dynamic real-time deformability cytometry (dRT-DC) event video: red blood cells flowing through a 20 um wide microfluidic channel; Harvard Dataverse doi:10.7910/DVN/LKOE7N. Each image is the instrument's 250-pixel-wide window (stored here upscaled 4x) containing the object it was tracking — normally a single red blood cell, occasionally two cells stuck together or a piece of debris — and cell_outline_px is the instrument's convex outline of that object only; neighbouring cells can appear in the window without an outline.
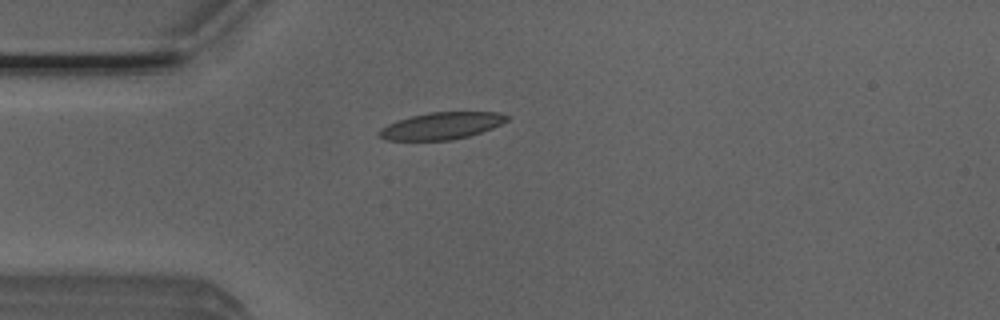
{"species": "Egyptian fruit bat (a non-hibernating species)", "species_latin": "Rousettus aegyptiacus", "temperature_condition": "room temperature", "stored_images_in_passage": 2, "camera_frame_rate_fps": 3000, "um_per_image_px": 0.085, "animal": {"sex": "male"}, "frame": {"image": 1, "passage_image": 1, "time_ms": 0.0, "image_size_px": [1000, 320], "cell_outline_px": [[508, 120], [492, 128], [468, 136], [452, 140], [388, 140], [380, 136], [376, 132], [380, 128], [396, 120], [428, 112], [500, 112], [508, 116]], "centroid_in_image_um": [37.5, 10.69], "position_along_channel_um": 47.5, "area_um2": 20.0}}